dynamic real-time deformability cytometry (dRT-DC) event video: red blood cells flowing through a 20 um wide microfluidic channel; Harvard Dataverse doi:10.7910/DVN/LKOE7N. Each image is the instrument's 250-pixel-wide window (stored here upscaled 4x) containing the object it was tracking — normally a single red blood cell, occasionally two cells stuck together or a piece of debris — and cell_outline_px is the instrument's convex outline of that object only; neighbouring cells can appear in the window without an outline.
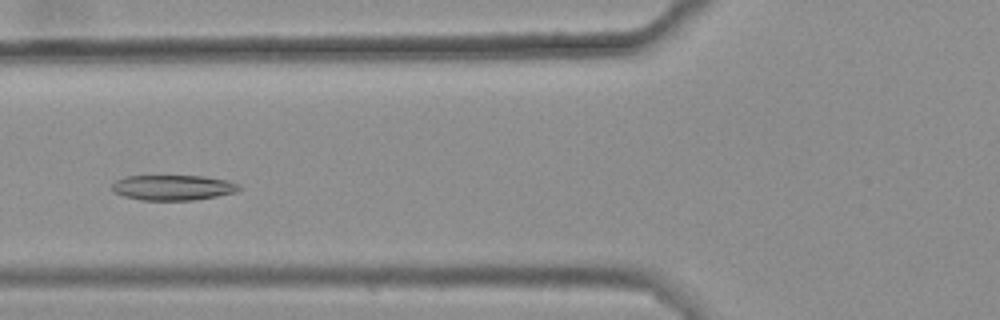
{"species": "common noctule bat (a hibernating species)", "species_latin": "Nyctalus noctula", "temperature_condition": "warm", "stored_images_in_passage": 30, "camera_frame_rate_fps": 3000, "um_per_image_px": 0.085, "animal": {"sex": "female", "body_mass_g": 25.1}, "frame": {"image": 1, "passage_image": 6, "time_ms": 1.667, "image_size_px": [1000, 320], "cell_outline_px": [[240, 188], [236, 192], [216, 196], [192, 200], [140, 200], [124, 196], [112, 192], [112, 184], [116, 180], [124, 176], [204, 176], [228, 180], [240, 184]], "centroid_in_image_um": [14.69, 15.94], "position_along_channel_um": 111.1, "area_um2": 18.79}}
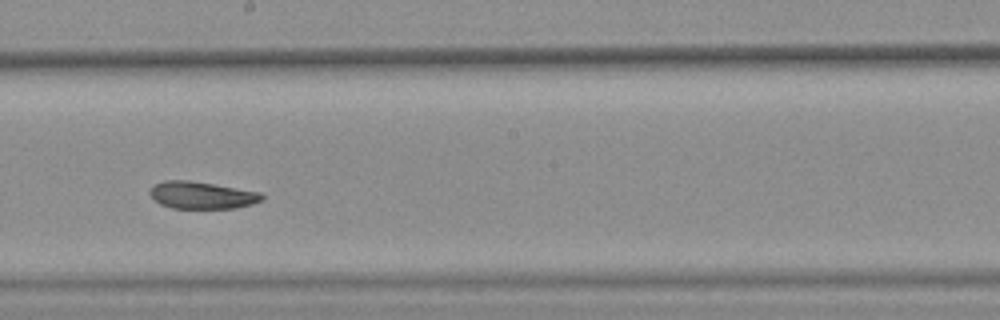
{"frame": {"image": 2, "passage_image": 16, "time_ms": 5.0, "image_size_px": [1000, 320], "cell_outline_px": [[264, 196], [260, 200], [252, 204], [236, 208], [172, 208], [160, 204], [148, 192], [156, 184], [164, 180], [188, 180], [216, 184], [260, 192]], "centroid_in_image_um": [17.16, 16.58], "position_along_channel_um": 231.0, "area_um2": 17.63}}
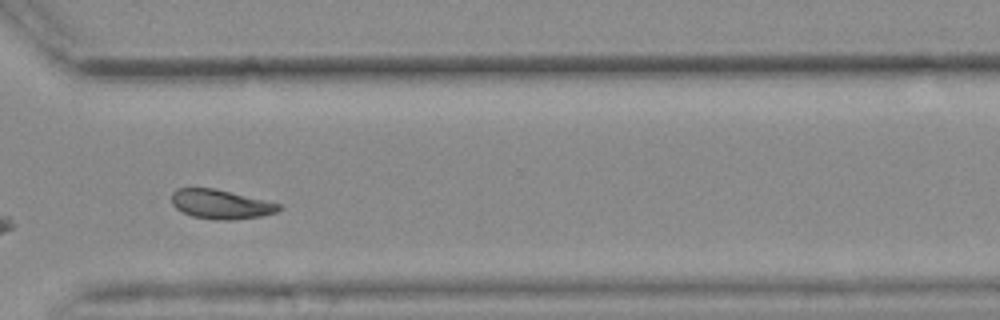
{"frame": {"image": 3, "passage_image": 26, "time_ms": 8.333, "image_size_px": [1000, 320], "cell_outline_px": [[280, 208], [276, 212], [260, 216], [232, 220], [216, 220], [192, 216], [176, 208], [172, 204], [172, 192], [176, 188], [212, 188], [264, 200], [280, 204]], "centroid_in_image_um": [18.72, 17.36], "position_along_channel_um": 351.9, "area_um2": 17.98}, "authors_computed_cell_mechanics": {"area_um2": 18.5249, "velocity_mm_per_s": 3.6044, "shape_relaxation_time_tau1_ms": 7.2183, "shape_relaxation_time_tau2_ms": 3.3443, "deformation_change_tau1": 0.1433, "deformation_change_tau2": 0.0878}}